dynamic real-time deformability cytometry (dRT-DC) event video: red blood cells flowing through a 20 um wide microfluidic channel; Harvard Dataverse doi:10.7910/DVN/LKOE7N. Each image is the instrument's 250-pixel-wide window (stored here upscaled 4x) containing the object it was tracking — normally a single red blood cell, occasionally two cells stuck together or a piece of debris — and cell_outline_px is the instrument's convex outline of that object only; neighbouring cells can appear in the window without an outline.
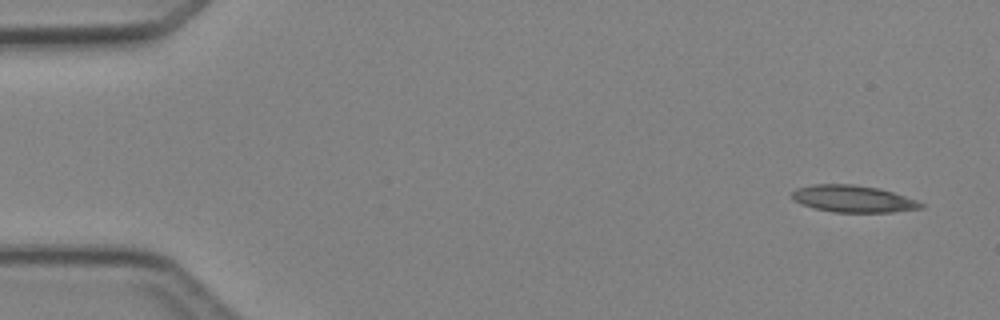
{"species": "Egyptian fruit bat (a non-hibernating species)", "species_latin": "Rousettus aegyptiacus", "temperature_condition": "cold", "stored_images_in_passage": 5, "camera_frame_rate_fps": 3000, "um_per_image_px": 0.085, "animal": {"sex": "female"}, "frame": {"image": 1, "passage_image": 1, "time_ms": 0.0, "image_size_px": [1000, 320], "cell_outline_px": [[924, 208], [892, 212], [832, 212], [800, 204], [792, 200], [792, 192], [796, 188], [812, 184], [852, 184], [880, 188], [916, 200], [924, 204]], "centroid_in_image_um": [72.49, 16.89], "position_along_channel_um": 12.5, "area_um2": 20.29}}
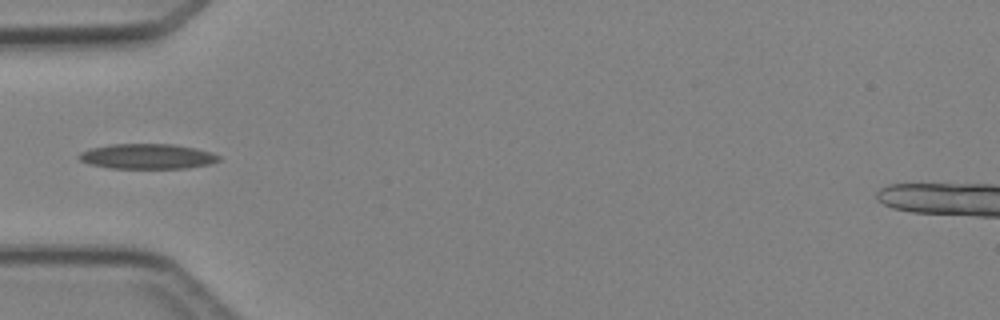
{"frame": {"image": 2, "passage_image": 4, "time_ms": 4.333, "image_size_px": [1000, 320], "cell_outline_px": [[220, 160], [208, 164], [188, 168], [108, 168], [88, 164], [80, 160], [76, 156], [80, 152], [92, 148], [112, 144], [172, 144], [196, 148], [212, 152], [220, 156]], "centroid_in_image_um": [12.51, 13.29], "position_along_channel_um": 72.5, "area_um2": 20.52}}
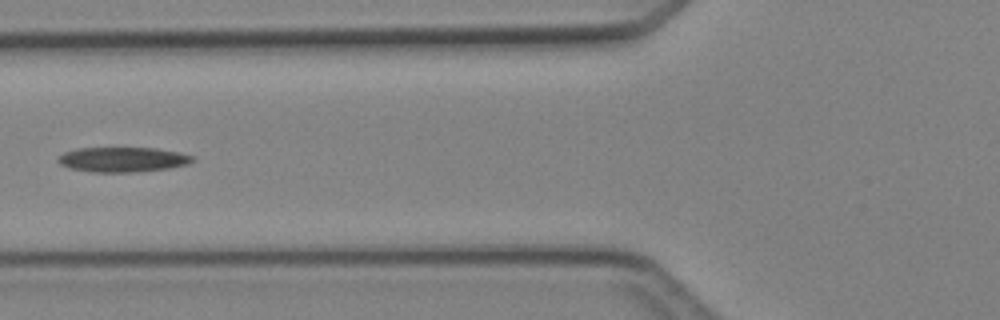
{"frame": {"image": 3, "passage_image": 5, "time_ms": 5.333, "image_size_px": [1000, 320], "cell_outline_px": [[196, 160], [188, 164], [168, 168], [136, 172], [92, 172], [68, 168], [60, 164], [56, 160], [64, 152], [76, 148], [156, 148], [196, 156]], "centroid_in_image_um": [10.43, 13.56], "position_along_channel_um": 115.4, "area_um2": 19.59}}